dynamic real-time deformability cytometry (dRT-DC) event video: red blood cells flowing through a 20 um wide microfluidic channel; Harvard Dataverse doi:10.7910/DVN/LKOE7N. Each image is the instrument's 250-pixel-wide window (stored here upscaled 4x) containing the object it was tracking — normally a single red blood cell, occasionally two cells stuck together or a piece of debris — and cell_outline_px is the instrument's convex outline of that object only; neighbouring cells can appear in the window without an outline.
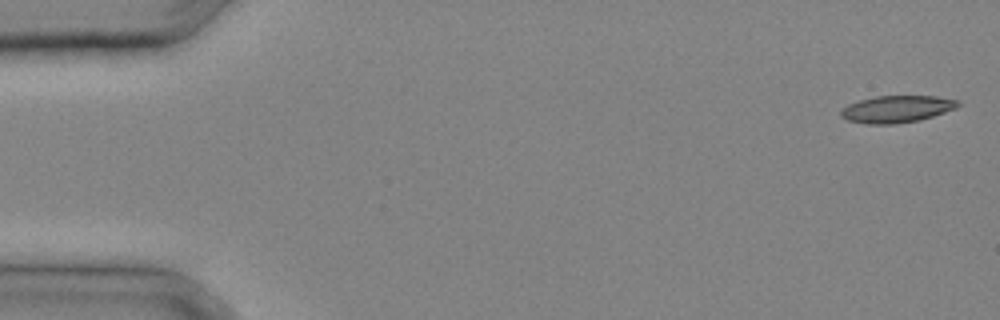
{"species": "common noctule bat (a hibernating species)", "species_latin": "Nyctalus noctula", "temperature_condition": "cold", "stored_images_in_passage": 7, "camera_frame_rate_fps": 3000, "um_per_image_px": 0.085, "animal": {"sex": "male", "body_mass_g": 20.4}, "frame": {"image": 1, "passage_image": 1, "time_ms": 0.0, "image_size_px": [1000, 320], "cell_outline_px": [[960, 104], [956, 108], [920, 120], [896, 124], [864, 124], [848, 120], [840, 116], [840, 112], [848, 104], [860, 100], [876, 96], [936, 96], [960, 100]], "centroid_in_image_um": [76.23, 9.27], "position_along_channel_um": 8.8, "area_um2": 18.44}}